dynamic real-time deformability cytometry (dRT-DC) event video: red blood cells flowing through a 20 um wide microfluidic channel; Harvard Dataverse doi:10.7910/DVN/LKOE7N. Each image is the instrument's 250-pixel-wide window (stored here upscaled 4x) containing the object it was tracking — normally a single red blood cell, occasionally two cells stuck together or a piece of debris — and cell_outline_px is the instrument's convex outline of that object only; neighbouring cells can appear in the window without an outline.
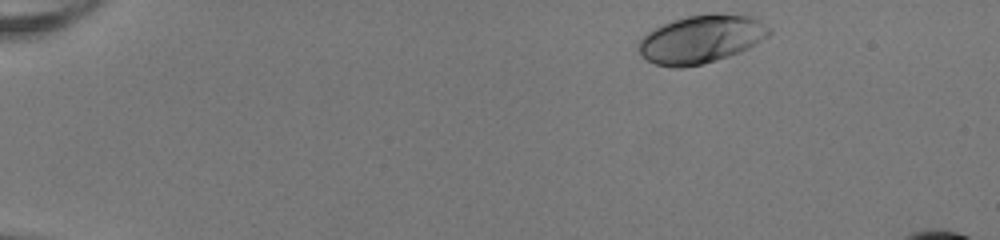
{"species": "human", "species_latin": "Homo sapiens", "temperature_condition": "room temperature", "stored_images_in_passage": 45, "camera_frame_rate_fps": 3000, "um_per_image_px": 0.085, "donor": {"sex": "female"}, "frame": {"image": 1, "passage_image": 1, "time_ms": 0.0, "image_size_px": [1000, 240], "cell_outline_px": [[772, 32], [768, 36], [748, 48], [740, 52], [704, 64], [680, 68], [676, 68], [656, 64], [640, 56], [636, 48], [636, 44], [648, 32], [672, 20], [688, 16], [712, 12], [716, 12], [748, 16], [760, 20], [772, 28]], "centroid_in_image_um": [59.6, 3.32], "position_along_channel_um": 25.4, "area_um2": 36.88}}
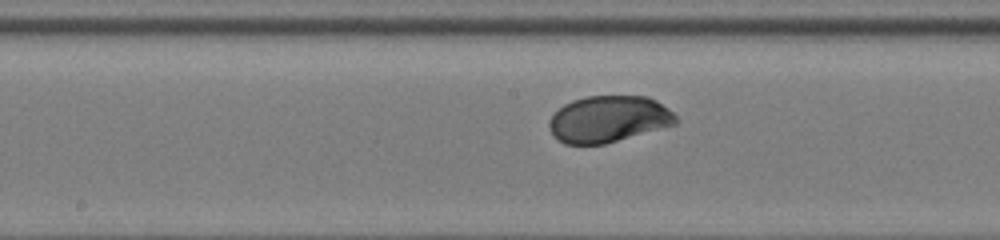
{"frame": {"image": 2, "passage_image": 22, "time_ms": 7.0, "image_size_px": [1000, 240], "cell_outline_px": [[680, 120], [676, 124], [604, 144], [564, 144], [556, 140], [548, 128], [548, 120], [564, 104], [572, 100], [588, 96], [648, 96], [656, 100], [668, 108]], "centroid_in_image_um": [51.71, 10.12], "position_along_channel_um": 196.5, "area_um2": 34.45}}
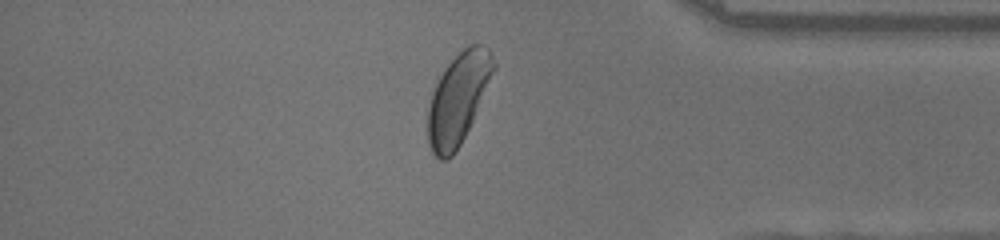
{"frame": {"image": 3, "passage_image": 38, "time_ms": 12.333, "image_size_px": [1000, 240], "cell_outline_px": [[496, 68], [472, 120], [460, 144], [452, 156], [448, 160], [440, 160], [432, 152], [428, 144], [428, 108], [436, 76], [468, 44], [480, 44], [492, 52], [496, 64]], "centroid_in_image_um": [38.92, 8.35], "position_along_channel_um": 396.3, "area_um2": 34.68}}